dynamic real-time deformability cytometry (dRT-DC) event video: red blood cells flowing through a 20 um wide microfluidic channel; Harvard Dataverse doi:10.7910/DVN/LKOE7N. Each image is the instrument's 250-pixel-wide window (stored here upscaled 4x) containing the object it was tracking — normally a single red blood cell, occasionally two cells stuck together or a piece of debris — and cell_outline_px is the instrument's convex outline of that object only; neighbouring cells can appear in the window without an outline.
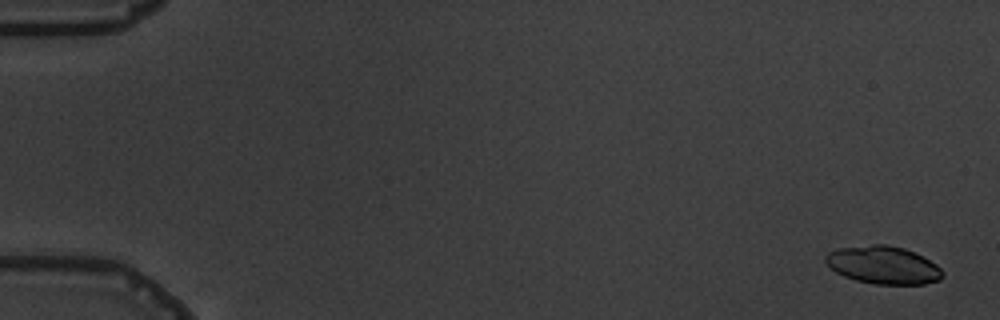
{"species": "common noctule bat (a hibernating species)", "species_latin": "Nyctalus noctula", "temperature_condition": "warm", "stored_images_in_passage": 5, "camera_frame_rate_fps": 3000, "um_per_image_px": 0.085, "animal": {"sex": "male", "body_mass_g": 19.5, "forearm_length_mm": 54.6}, "frame": {"image": 1, "passage_image": 1, "time_ms": 0.0, "image_size_px": [1000, 320], "cell_outline_px": [[944, 276], [940, 280], [924, 284], [876, 284], [856, 280], [844, 276], [836, 272], [824, 260], [824, 256], [828, 252], [836, 248], [872, 244], [884, 244], [904, 248], [936, 264], [944, 272]], "centroid_in_image_um": [75.06, 22.53], "position_along_channel_um": 9.9, "area_um2": 25.72}}
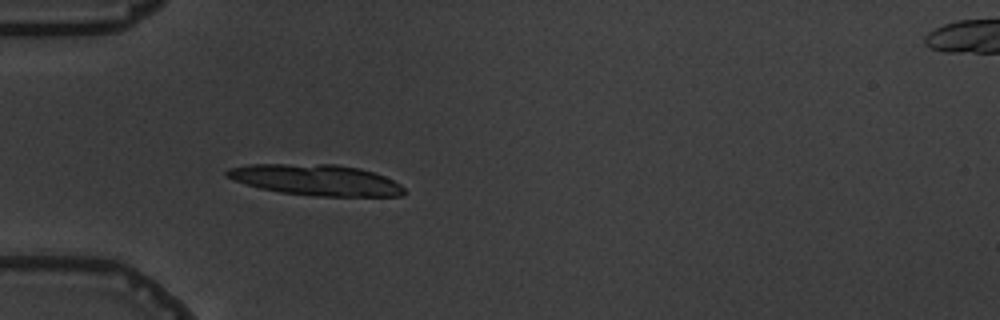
{"frame": {"image": 2, "passage_image": 5, "time_ms": 5.333, "image_size_px": [1000, 320], "cell_outline_px": [[408, 192], [404, 196], [312, 196], [280, 192], [260, 188], [224, 176], [224, 172], [228, 168], [248, 164], [336, 164], [360, 168], [384, 176], [400, 184]], "centroid_in_image_um": [26.88, 15.29], "position_along_channel_um": 58.1, "area_um2": 32.08}}